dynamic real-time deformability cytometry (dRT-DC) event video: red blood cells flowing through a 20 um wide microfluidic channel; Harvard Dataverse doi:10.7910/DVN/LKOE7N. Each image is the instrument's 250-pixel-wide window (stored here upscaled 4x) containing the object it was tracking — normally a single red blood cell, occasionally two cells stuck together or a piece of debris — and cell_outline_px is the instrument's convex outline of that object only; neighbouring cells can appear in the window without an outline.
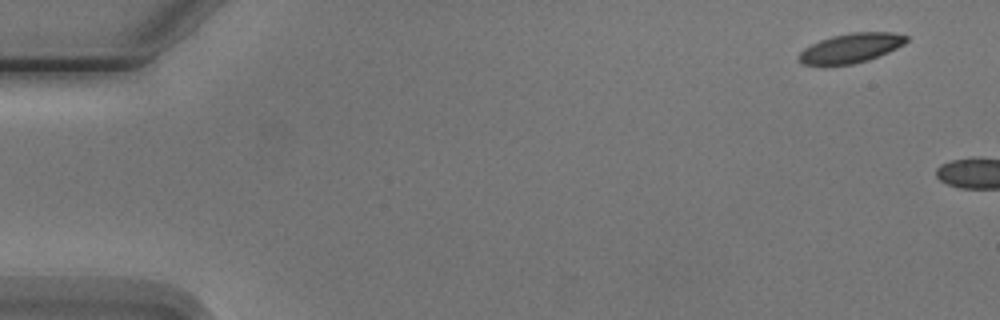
{"species": "Egyptian fruit bat (a non-hibernating species)", "species_latin": "Rousettus aegyptiacus", "temperature_condition": "cold", "stored_images_in_passage": 5, "camera_frame_rate_fps": 3000, "um_per_image_px": 0.085, "animal": {"sex": "male"}, "frame": {"image": 1, "passage_image": 1, "time_ms": 0.0, "image_size_px": [1000, 320], "cell_outline_px": [[908, 40], [904, 44], [888, 52], [868, 60], [852, 64], [804, 64], [800, 60], [800, 52], [804, 48], [820, 40], [832, 36], [852, 32], [892, 32], [908, 36]], "centroid_in_image_um": [72.37, 4.06], "position_along_channel_um": 12.6, "area_um2": 18.09}}